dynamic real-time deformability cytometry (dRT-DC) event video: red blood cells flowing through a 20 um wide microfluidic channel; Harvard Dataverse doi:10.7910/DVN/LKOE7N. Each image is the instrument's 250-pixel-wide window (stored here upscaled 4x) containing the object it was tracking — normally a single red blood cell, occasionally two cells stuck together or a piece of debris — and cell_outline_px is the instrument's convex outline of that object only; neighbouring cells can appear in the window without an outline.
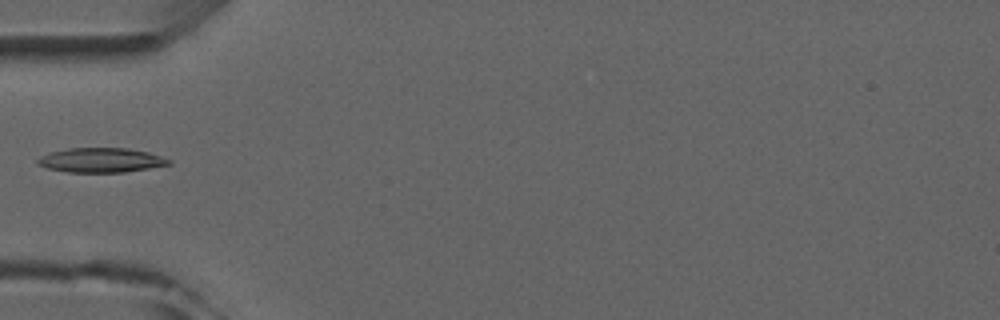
{"species": "common noctule bat (a hibernating species)", "species_latin": "Nyctalus noctula", "temperature_condition": "room temperature", "stored_images_in_passage": 4, "camera_frame_rate_fps": 3000, "um_per_image_px": 0.085, "animal": {"sex": "male", "forearm_length_mm": 52.5}, "frame": {"image": 1, "passage_image": 3, "time_ms": 2.333, "image_size_px": [1000, 320], "cell_outline_px": [[172, 164], [124, 172], [68, 172], [48, 168], [36, 164], [36, 160], [40, 156], [52, 152], [68, 148], [128, 148], [148, 152], [172, 160]], "centroid_in_image_um": [8.58, 13.61], "position_along_channel_um": 76.4, "area_um2": 18.67}}
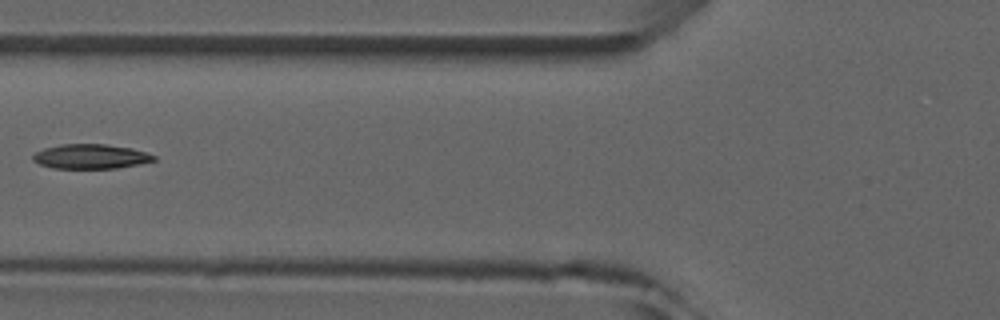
{"frame": {"image": 2, "passage_image": 4, "time_ms": 3.333, "image_size_px": [1000, 320], "cell_outline_px": [[156, 160], [116, 168], [52, 168], [40, 164], [32, 160], [32, 156], [36, 152], [44, 148], [60, 144], [104, 144], [132, 148], [156, 156]], "centroid_in_image_um": [7.67, 13.29], "position_along_channel_um": 118.1, "area_um2": 17.17}}